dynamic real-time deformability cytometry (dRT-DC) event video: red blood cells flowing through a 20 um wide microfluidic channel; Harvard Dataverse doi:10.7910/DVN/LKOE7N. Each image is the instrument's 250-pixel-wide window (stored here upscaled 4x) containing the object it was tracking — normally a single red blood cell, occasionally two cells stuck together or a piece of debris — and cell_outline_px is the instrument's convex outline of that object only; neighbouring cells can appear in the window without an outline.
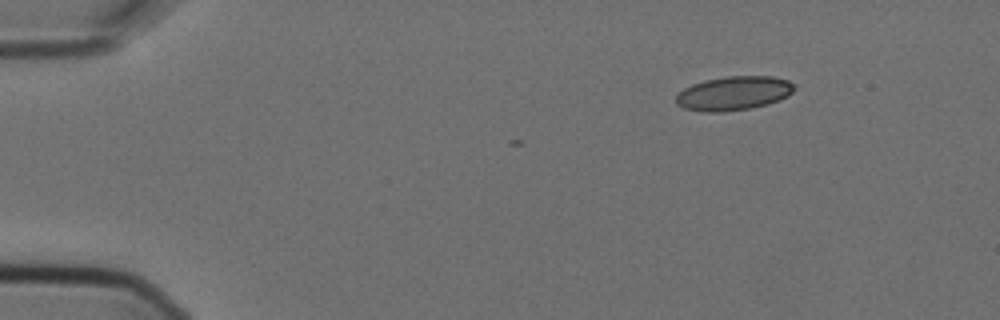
{"species": "Egyptian fruit bat (a non-hibernating species)", "species_latin": "Rousettus aegyptiacus", "temperature_condition": "cold", "stored_images_in_passage": 6, "camera_frame_rate_fps": 3000, "um_per_image_px": 0.085, "animal": {"sex": "female"}, "frame": {"image": 1, "passage_image": 6, "time_ms": 1.667, "image_size_px": [1000, 320], "cell_outline_px": [[796, 88], [788, 96], [780, 100], [768, 104], [748, 108], [724, 112], [704, 112], [684, 108], [676, 104], [676, 96], [684, 88], [692, 84], [704, 80], [728, 76], [772, 76], [788, 80]], "centroid_in_image_um": [62.36, 7.93], "position_along_channel_um": 22.6, "area_um2": 23.47}}